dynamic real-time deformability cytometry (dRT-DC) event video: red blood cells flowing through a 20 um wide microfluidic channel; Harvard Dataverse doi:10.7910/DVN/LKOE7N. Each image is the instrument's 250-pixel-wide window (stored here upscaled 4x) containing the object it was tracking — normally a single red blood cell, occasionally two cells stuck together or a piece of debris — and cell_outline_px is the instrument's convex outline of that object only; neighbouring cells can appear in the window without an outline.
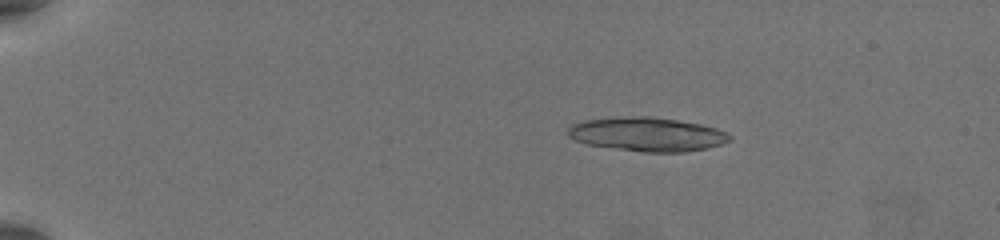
{"species": "common noctule bat (a hibernating species)", "species_latin": "Nyctalus noctula", "temperature_condition": "warm", "stored_images_in_passage": 30, "camera_frame_rate_fps": 3000, "um_per_image_px": 0.085, "animal": {"sex": "female", "body_mass_g": 19.5, "forearm_length_mm": 54.1}, "frame": {"image": 1, "passage_image": 12, "time_ms": 3.667, "image_size_px": [1000, 240], "cell_outline_px": [[732, 140], [708, 148], [684, 152], [644, 152], [584, 144], [568, 136], [568, 128], [572, 124], [584, 120], [640, 116], [644, 116], [676, 120], [700, 124], [716, 128], [732, 136]], "centroid_in_image_um": [55.01, 11.43], "position_along_channel_um": 30.0, "area_um2": 31.67}}